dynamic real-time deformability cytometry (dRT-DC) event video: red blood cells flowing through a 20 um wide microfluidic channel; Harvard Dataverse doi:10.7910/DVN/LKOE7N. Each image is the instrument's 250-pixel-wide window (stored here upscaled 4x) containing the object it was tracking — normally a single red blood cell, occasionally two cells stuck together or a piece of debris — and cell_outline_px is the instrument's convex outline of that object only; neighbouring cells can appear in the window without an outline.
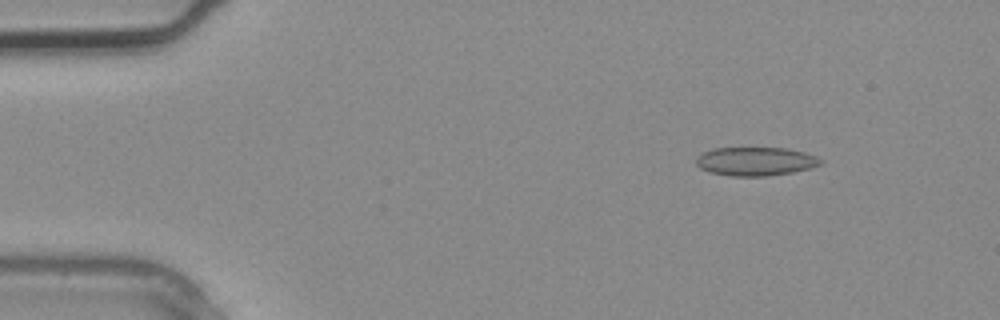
{"species": "common noctule bat (a hibernating species)", "species_latin": "Nyctalus noctula", "temperature_condition": "warm", "stored_images_in_passage": 3, "camera_frame_rate_fps": 3000, "um_per_image_px": 0.085, "animal": {"sex": "male", "body_mass_g": 20.4}, "frame": {"image": 1, "passage_image": 2, "time_ms": 0.333, "image_size_px": [1000, 320], "cell_outline_px": [[824, 160], [820, 164], [808, 168], [792, 172], [768, 176], [732, 176], [708, 172], [700, 168], [696, 164], [696, 156], [712, 148], [788, 148], [804, 152], [816, 156]], "centroid_in_image_um": [64.19, 13.71], "position_along_channel_um": 20.8, "area_um2": 20.81}}